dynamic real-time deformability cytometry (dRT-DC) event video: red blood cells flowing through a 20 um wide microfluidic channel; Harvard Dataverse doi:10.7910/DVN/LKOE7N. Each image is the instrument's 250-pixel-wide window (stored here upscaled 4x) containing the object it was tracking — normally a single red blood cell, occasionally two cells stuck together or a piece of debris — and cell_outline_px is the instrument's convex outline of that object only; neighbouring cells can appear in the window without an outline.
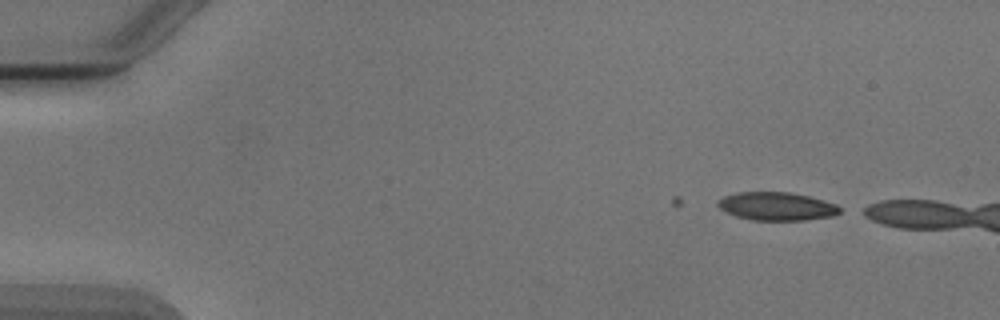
{"species": "Egyptian fruit bat (a non-hibernating species)", "species_latin": "Rousettus aegyptiacus", "temperature_condition": "cold", "stored_images_in_passage": 2, "camera_frame_rate_fps": 3000, "um_per_image_px": 0.085, "animal": {"sex": "male"}, "frame": {"image": 1, "passage_image": 2, "time_ms": 0.333, "image_size_px": [1000, 320], "cell_outline_px": [[840, 212], [832, 216], [804, 220], [752, 220], [736, 216], [720, 208], [716, 204], [716, 200], [724, 196], [736, 192], [792, 192], [824, 200], [836, 204], [840, 208]], "centroid_in_image_um": [66.0, 17.52], "position_along_channel_um": 19.0, "area_um2": 20.06}}